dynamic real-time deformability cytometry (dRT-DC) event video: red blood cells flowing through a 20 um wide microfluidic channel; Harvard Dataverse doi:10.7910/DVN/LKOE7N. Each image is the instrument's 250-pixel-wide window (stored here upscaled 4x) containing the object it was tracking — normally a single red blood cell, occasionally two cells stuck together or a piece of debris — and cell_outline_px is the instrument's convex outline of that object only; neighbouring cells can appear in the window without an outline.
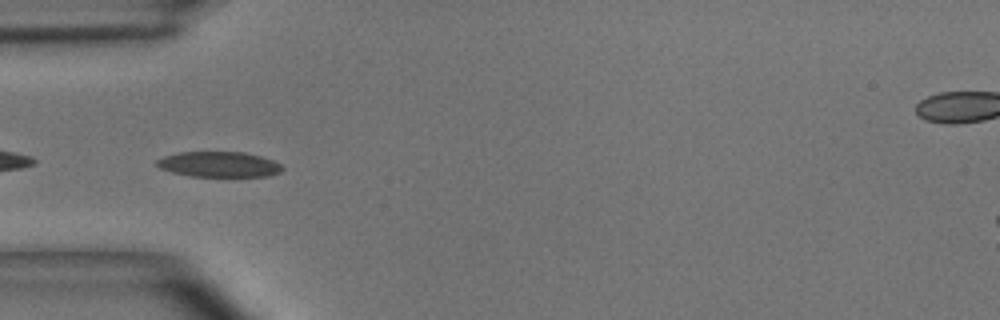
{"species": "common noctule bat (a hibernating species)", "species_latin": "Nyctalus noctula", "temperature_condition": "room temperature", "stored_images_in_passage": 29, "camera_frame_rate_fps": 3000, "um_per_image_px": 0.085, "animal": {"sex": "male", "body_mass_g": 15.6}, "frame": {"image": 1, "passage_image": 1, "time_ms": 0.0, "image_size_px": [1000, 320], "cell_outline_px": [[284, 168], [280, 172], [268, 176], [188, 176], [172, 172], [160, 168], [156, 164], [156, 160], [164, 156], [180, 152], [244, 152], [260, 156], [272, 160], [280, 164]], "centroid_in_image_um": [18.6, 13.97], "position_along_channel_um": 66.4, "area_um2": 18.5}}
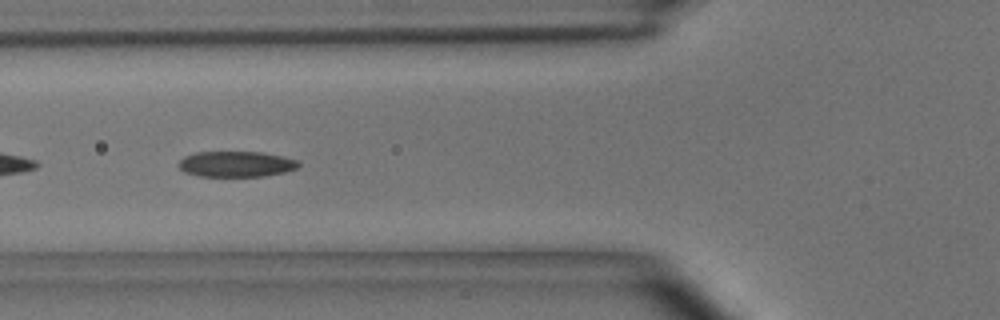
{"frame": {"image": 2, "passage_image": 4, "time_ms": 1.0, "image_size_px": [1000, 320], "cell_outline_px": [[300, 164], [296, 168], [284, 172], [264, 176], [200, 176], [184, 172], [176, 164], [184, 156], [196, 152], [260, 152], [284, 156], [300, 160]], "centroid_in_image_um": [20.07, 13.94], "position_along_channel_um": 105.7, "area_um2": 18.03}, "authors_computed_cell_mechanics": {"area_um2": 18.2648, "velocity_mm_per_s": 3.9349, "shape_relaxation_time_tau1_ms": 4.2716, "shape_relaxation_time_tau2_ms": 2.474, "deformation_change_tau1": 0.1162, "deformation_change_tau2": 0.0824}}